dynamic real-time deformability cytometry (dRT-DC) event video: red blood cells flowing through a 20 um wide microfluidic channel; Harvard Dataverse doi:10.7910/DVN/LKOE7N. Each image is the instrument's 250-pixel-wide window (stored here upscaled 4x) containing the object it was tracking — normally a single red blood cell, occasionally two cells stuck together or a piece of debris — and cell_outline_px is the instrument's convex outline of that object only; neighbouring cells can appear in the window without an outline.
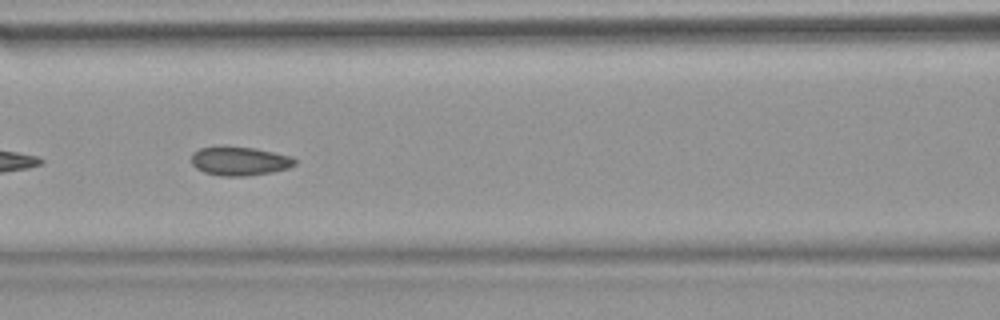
{"species": "common noctule bat (a hibernating species)", "species_latin": "Nyctalus noctula", "temperature_condition": "warm", "stored_images_in_passage": 24, "camera_frame_rate_fps": 3000, "um_per_image_px": 0.085, "animal": {"sex": "female", "body_mass_g": 18.4}, "frame": {"image": 1, "passage_image": 8, "time_ms": 2.333, "image_size_px": [1000, 320], "cell_outline_px": [[296, 164], [288, 168], [272, 172], [244, 176], [220, 176], [204, 172], [196, 168], [192, 164], [192, 152], [200, 148], [256, 148], [292, 156], [296, 160]], "centroid_in_image_um": [20.39, 13.71], "position_along_channel_um": 146.2, "area_um2": 17.05}}